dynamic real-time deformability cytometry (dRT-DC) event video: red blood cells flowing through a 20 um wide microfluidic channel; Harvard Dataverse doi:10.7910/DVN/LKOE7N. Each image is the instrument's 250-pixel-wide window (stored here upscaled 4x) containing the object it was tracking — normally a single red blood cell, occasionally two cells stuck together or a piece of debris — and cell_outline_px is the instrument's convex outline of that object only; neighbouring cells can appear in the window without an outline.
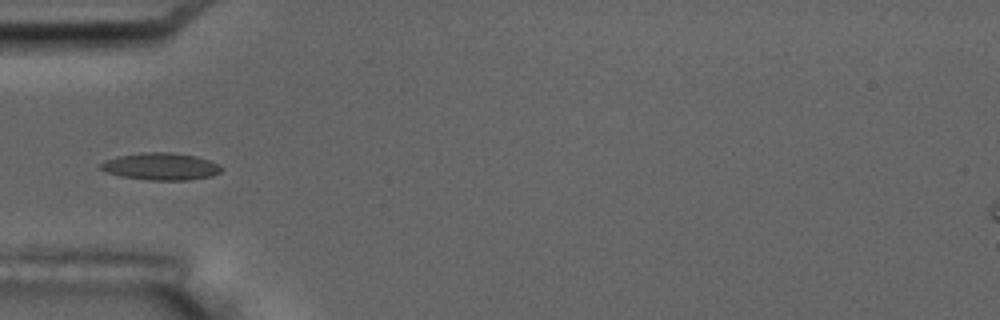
{"species": "common noctule bat (a hibernating species)", "species_latin": "Nyctalus noctula", "temperature_condition": "room temperature", "stored_images_in_passage": 16, "camera_frame_rate_fps": 3000, "um_per_image_px": 0.085, "animal": {"sex": "male", "body_mass_g": 17.5, "forearm_length_mm": 52.3}, "frame": {"image": 1, "passage_image": 5, "time_ms": 4.667, "image_size_px": [1000, 320], "cell_outline_px": [[224, 168], [220, 172], [212, 176], [188, 180], [148, 180], [120, 176], [96, 168], [96, 164], [104, 160], [116, 156], [140, 152], [168, 152], [196, 156], [220, 164]], "centroid_in_image_um": [13.61, 14.14], "position_along_channel_um": 71.4, "area_um2": 19.48}, "authors_computed_cell_mechanics": {"area_um2": 17.7446, "velocity_mm_per_s": 3.4377, "shape_relaxation_time_tau1_ms": 1.4231, "shape_relaxation_time_tau2_ms": 4.8524, "deformation_change_tau1": 0.0573, "deformation_change_tau2": 0.0915}}